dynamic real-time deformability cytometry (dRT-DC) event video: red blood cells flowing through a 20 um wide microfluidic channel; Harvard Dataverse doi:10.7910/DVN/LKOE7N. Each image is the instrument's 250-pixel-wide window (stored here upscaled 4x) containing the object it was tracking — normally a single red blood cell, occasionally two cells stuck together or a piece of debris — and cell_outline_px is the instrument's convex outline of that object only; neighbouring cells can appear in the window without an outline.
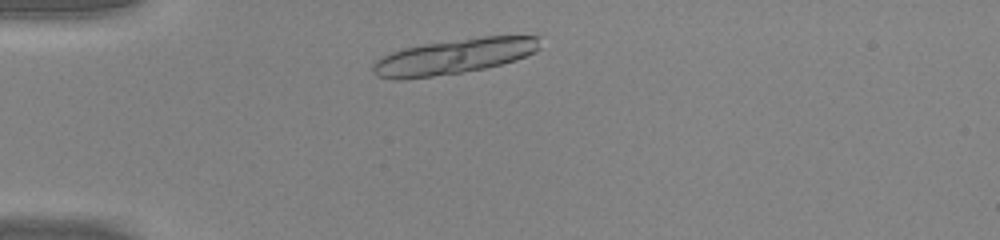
{"species": "common noctule bat (a hibernating species)", "species_latin": "Nyctalus noctula", "temperature_condition": "warm", "stored_images_in_passage": 8, "camera_frame_rate_fps": 3000, "um_per_image_px": 0.085, "animal": {"sex": "male", "body_mass_g": 20.0, "forearm_length_mm": 53.3}, "frame": {"image": 1, "passage_image": 3, "time_ms": 0.667, "image_size_px": [1000, 240], "cell_outline_px": [[540, 48], [536, 52], [516, 60], [484, 68], [460, 72], [432, 76], [400, 80], [392, 80], [376, 76], [372, 72], [372, 64], [376, 60], [392, 52], [404, 48], [424, 44], [484, 36], [540, 36]], "centroid_in_image_um": [38.58, 4.8], "position_along_channel_um": 46.4, "area_um2": 34.1}}